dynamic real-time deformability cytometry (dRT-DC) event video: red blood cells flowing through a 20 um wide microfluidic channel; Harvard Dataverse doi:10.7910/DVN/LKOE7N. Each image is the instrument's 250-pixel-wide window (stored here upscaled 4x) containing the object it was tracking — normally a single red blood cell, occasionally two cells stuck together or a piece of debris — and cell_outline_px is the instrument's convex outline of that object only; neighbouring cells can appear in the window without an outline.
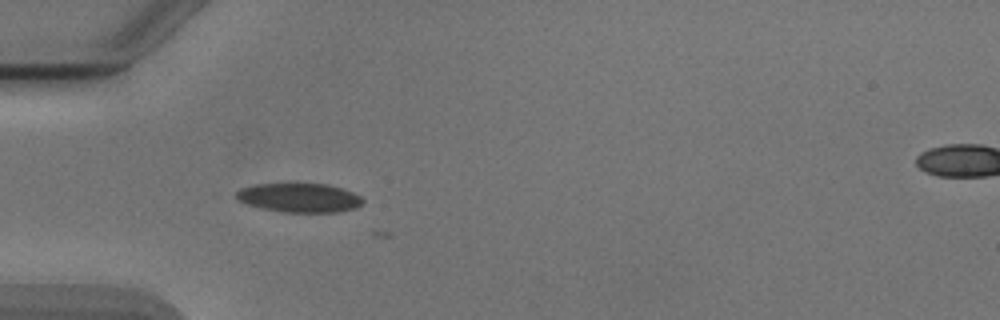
{"species": "Egyptian fruit bat (a non-hibernating species)", "species_latin": "Rousettus aegyptiacus", "temperature_condition": "cold", "stored_images_in_passage": 3, "camera_frame_rate_fps": 3000, "um_per_image_px": 0.085, "animal": {"sex": "male"}, "frame": {"image": 1, "passage_image": 1, "time_ms": 0.0, "image_size_px": [1000, 320], "cell_outline_px": [[364, 200], [356, 208], [340, 212], [284, 212], [260, 208], [236, 200], [236, 192], [240, 188], [256, 184], [328, 184], [352, 192], [360, 196]], "centroid_in_image_um": [25.43, 16.81], "position_along_channel_um": 59.6, "area_um2": 21.39}}